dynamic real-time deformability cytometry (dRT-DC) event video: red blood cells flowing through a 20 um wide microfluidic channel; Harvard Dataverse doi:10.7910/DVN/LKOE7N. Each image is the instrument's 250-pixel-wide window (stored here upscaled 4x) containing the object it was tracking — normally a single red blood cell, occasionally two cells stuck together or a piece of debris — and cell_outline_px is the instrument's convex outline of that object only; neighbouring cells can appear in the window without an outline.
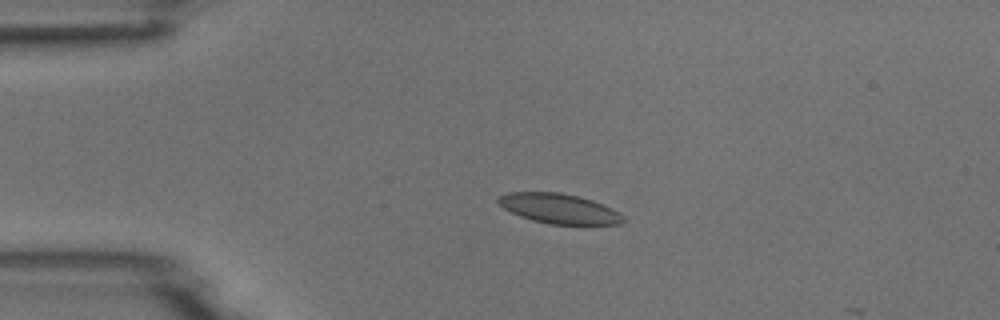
{"species": "common noctule bat (a hibernating species)", "species_latin": "Nyctalus noctula", "temperature_condition": "room temperature", "stored_images_in_passage": 5, "camera_frame_rate_fps": 3000, "um_per_image_px": 0.085, "animal": {"sex": "male", "body_mass_g": 18.8}, "frame": {"image": 1, "passage_image": 4, "time_ms": 3.667, "image_size_px": [1000, 320], "cell_outline_px": [[624, 220], [620, 224], [548, 224], [532, 220], [520, 216], [504, 208], [496, 200], [500, 196], [508, 192], [560, 192], [592, 200], [612, 208], [620, 212], [624, 216]], "centroid_in_image_um": [47.53, 17.73], "position_along_channel_um": 37.5, "area_um2": 21.62}}